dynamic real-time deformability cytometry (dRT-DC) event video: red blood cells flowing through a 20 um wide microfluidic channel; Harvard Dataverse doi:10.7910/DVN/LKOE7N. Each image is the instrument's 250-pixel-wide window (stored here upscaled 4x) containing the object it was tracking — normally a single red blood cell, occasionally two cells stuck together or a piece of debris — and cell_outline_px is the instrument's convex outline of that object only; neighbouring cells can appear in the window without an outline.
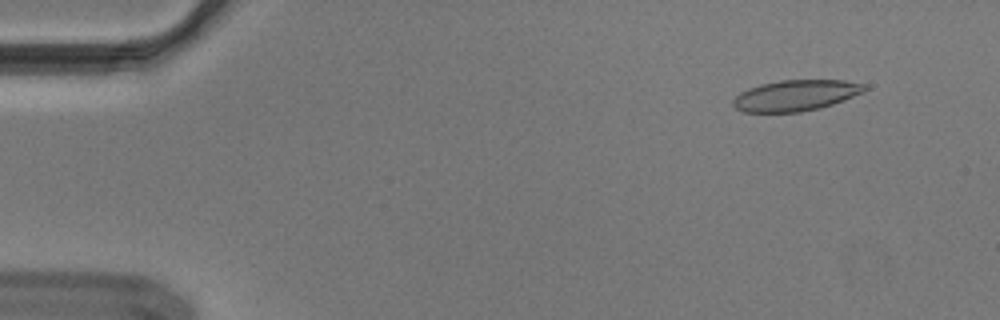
{"species": "Egyptian fruit bat (a non-hibernating species)", "species_latin": "Rousettus aegyptiacus", "temperature_condition": "cold", "stored_images_in_passage": 54, "camera_frame_rate_fps": 3000, "um_per_image_px": 0.085, "animal": {"sex": "male"}, "frame": {"image": 1, "passage_image": 5, "time_ms": 1.333, "image_size_px": [1000, 320], "cell_outline_px": [[868, 88], [864, 92], [832, 104], [820, 108], [800, 112], [744, 112], [736, 108], [732, 104], [732, 100], [740, 92], [748, 88], [760, 84], [780, 80], [844, 80], [864, 84]], "centroid_in_image_um": [67.62, 8.11], "position_along_channel_um": 17.4, "area_um2": 23.7}}
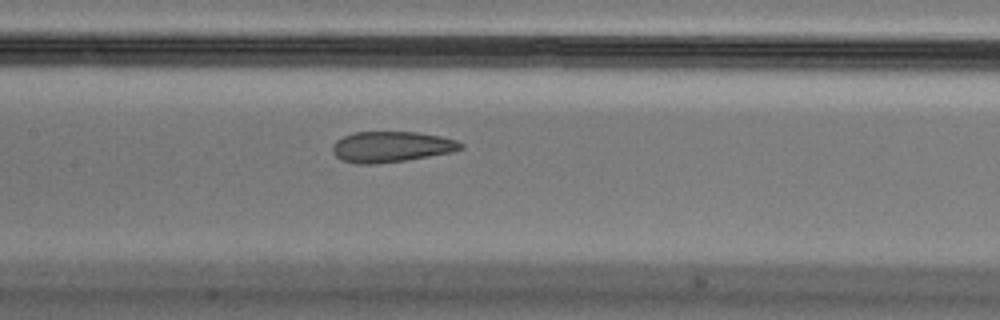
{"frame": {"image": 2, "passage_image": 26, "time_ms": 8.333, "image_size_px": [1000, 320], "cell_outline_px": [[464, 148], [452, 152], [404, 160], [376, 164], [356, 164], [340, 160], [332, 152], [332, 144], [336, 140], [352, 132], [420, 132], [440, 136], [456, 140], [464, 144]], "centroid_in_image_um": [33.24, 12.47], "position_along_channel_um": 174.2, "area_um2": 23.12}}
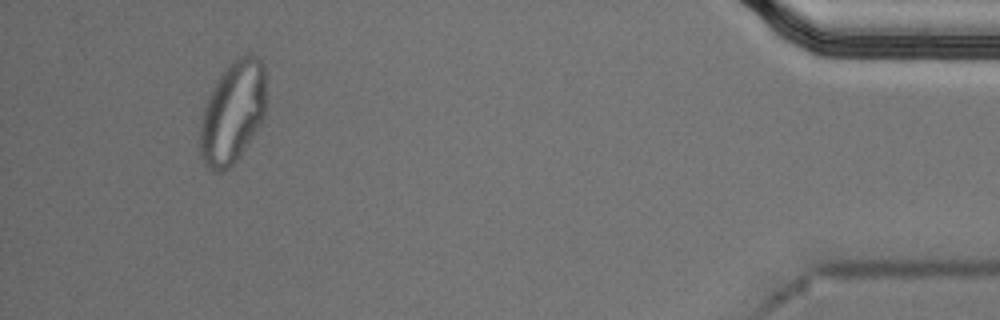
{"frame": {"image": 3, "passage_image": 51, "time_ms": 16.667, "image_size_px": [1000, 320], "cell_outline_px": [[264, 116], [260, 124], [240, 156], [224, 172], [216, 172], [204, 164], [200, 152], [200, 124], [204, 108], [208, 96], [220, 76], [228, 64], [232, 60], [248, 52], [256, 56], [264, 64]], "centroid_in_image_um": [19.77, 9.55], "position_along_channel_um": 415.4, "area_um2": 39.07}, "authors_computed_cell_mechanics": {"area_um2": 24.6517, "velocity_mm_per_s": 3.6556, "shape_relaxation_time_tau1_ms": null, "shape_relaxation_time_tau2_ms": 1.4328, "deformation_change_tau1": null, "deformation_change_tau2": 0.0805}}